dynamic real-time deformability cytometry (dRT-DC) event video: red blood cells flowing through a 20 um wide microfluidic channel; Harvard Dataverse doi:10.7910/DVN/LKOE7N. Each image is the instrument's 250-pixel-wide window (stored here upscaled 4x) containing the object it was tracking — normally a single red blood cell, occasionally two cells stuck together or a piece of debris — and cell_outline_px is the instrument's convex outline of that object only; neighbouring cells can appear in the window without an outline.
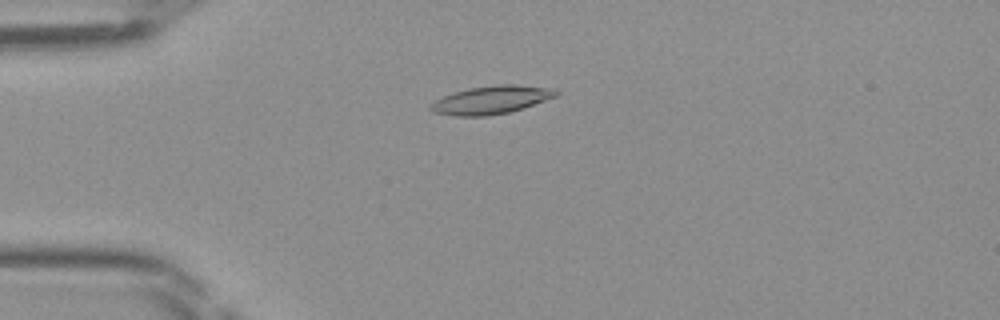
{"species": "Egyptian fruit bat (a non-hibernating species)", "species_latin": "Rousettus aegyptiacus", "temperature_condition": "room temperature", "stored_images_in_passage": 48, "camera_frame_rate_fps": 3000, "um_per_image_px": 0.085, "frame": {"image": 1, "passage_image": 12, "time_ms": 3.667, "image_size_px": [1000, 320], "cell_outline_px": [[560, 92], [556, 96], [524, 108], [508, 112], [488, 116], [456, 116], [432, 112], [428, 108], [428, 104], [444, 96], [468, 88], [496, 84], [516, 84], [548, 88]], "centroid_in_image_um": [41.72, 8.49], "position_along_channel_um": 43.3, "area_um2": 20.52}}
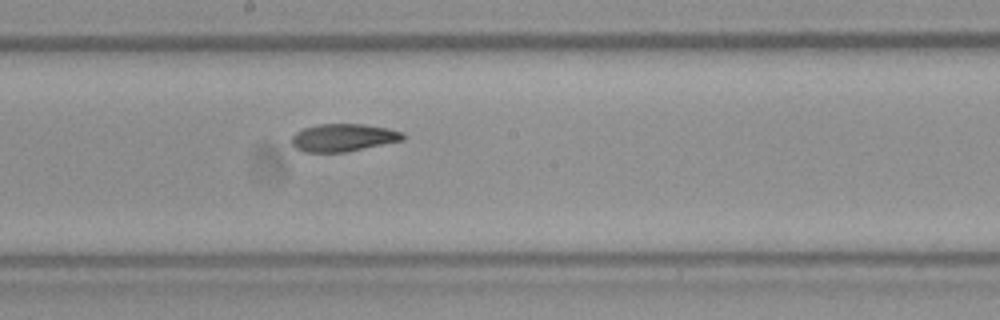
{"frame": {"image": 2, "passage_image": 26, "time_ms": 8.333, "image_size_px": [1000, 320], "cell_outline_px": [[404, 140], [348, 152], [304, 152], [296, 148], [292, 144], [292, 136], [296, 132], [304, 128], [320, 124], [364, 124], [388, 128], [404, 132]], "centroid_in_image_um": [29.21, 11.7], "position_along_channel_um": 219.0, "area_um2": 18.03}}
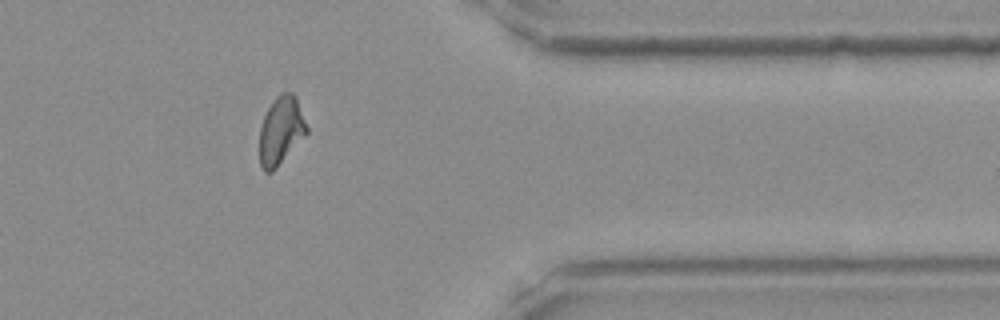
{"frame": {"image": 3, "passage_image": 39, "time_ms": 12.667, "image_size_px": [1000, 320], "cell_outline_px": [[308, 132], [276, 168], [272, 172], [264, 172], [260, 168], [260, 128], [264, 116], [272, 100], [280, 92], [292, 92], [296, 96], [308, 128]], "centroid_in_image_um": [23.87, 11.08], "position_along_channel_um": 387.5, "area_um2": 18.73}}